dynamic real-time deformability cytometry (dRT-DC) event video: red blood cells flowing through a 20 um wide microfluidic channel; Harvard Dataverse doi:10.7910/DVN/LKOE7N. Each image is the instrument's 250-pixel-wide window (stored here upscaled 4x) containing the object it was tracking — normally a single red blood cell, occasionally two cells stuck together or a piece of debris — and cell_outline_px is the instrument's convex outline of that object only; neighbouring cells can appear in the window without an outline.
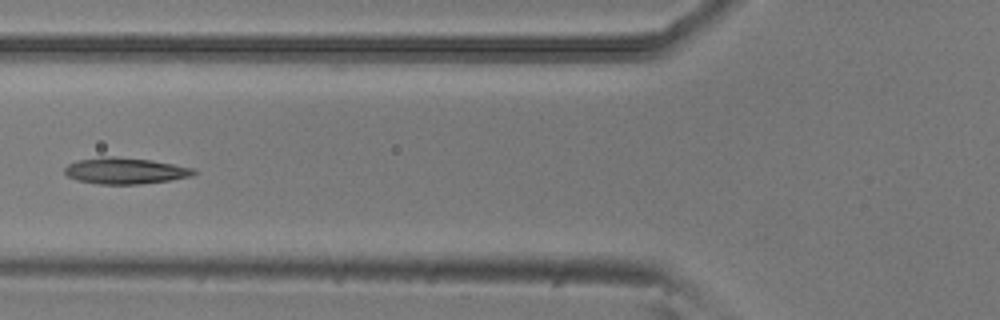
{"species": "common noctule bat (a hibernating species)", "species_latin": "Nyctalus noctula", "temperature_condition": "room temperature", "stored_images_in_passage": 6, "camera_frame_rate_fps": 3000, "um_per_image_px": 0.085, "animal": {"sex": "male", "body_mass_g": 20.5, "forearm_length_mm": 52.5}, "frame": {"image": 1, "passage_image": 5, "time_ms": 1.333, "image_size_px": [1000, 320], "cell_outline_px": [[196, 172], [192, 176], [172, 180], [140, 184], [100, 184], [76, 180], [68, 176], [64, 172], [64, 168], [68, 164], [80, 160], [100, 156], [116, 156], [152, 160], [196, 168]], "centroid_in_image_um": [10.67, 14.51], "position_along_channel_um": 115.1, "area_um2": 19.94}}
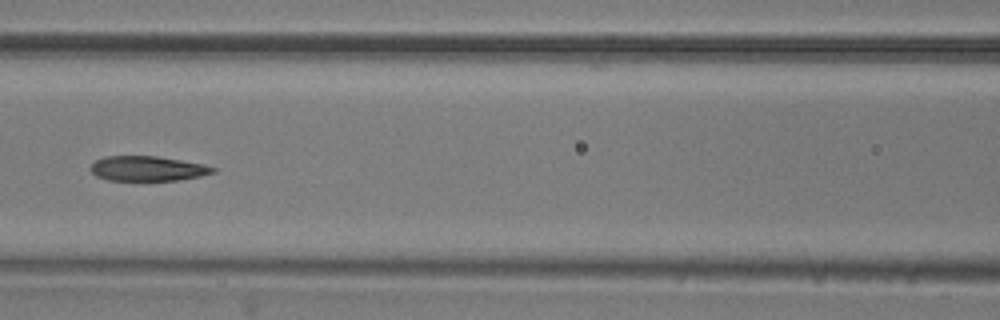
{"frame": {"image": 2, "passage_image": 6, "time_ms": 1.667, "image_size_px": [1000, 320], "cell_outline_px": [[216, 172], [200, 176], [176, 180], [108, 180], [96, 176], [88, 168], [96, 160], [104, 156], [156, 156], [204, 164], [216, 168]], "centroid_in_image_um": [12.52, 14.32], "position_along_channel_um": 154.1, "area_um2": 17.69}}